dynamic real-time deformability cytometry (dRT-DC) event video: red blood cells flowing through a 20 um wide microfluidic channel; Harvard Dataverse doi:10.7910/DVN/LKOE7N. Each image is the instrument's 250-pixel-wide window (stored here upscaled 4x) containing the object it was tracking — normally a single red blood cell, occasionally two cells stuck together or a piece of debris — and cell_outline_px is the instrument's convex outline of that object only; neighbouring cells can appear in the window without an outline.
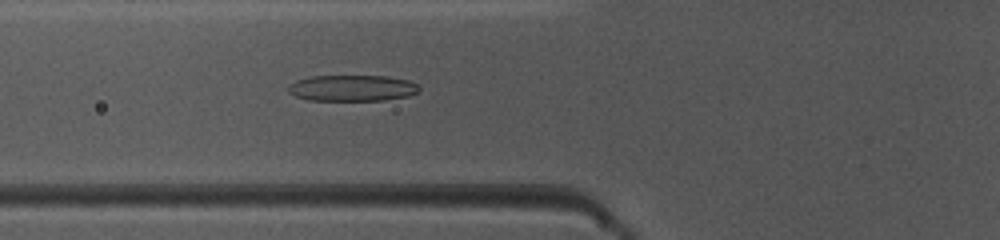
{"species": "common noctule bat (a hibernating species)", "species_latin": "Nyctalus noctula", "temperature_condition": "warm", "stored_images_in_passage": 50, "camera_frame_rate_fps": 3000, "um_per_image_px": 0.085, "animal": {"sex": "female", "body_mass_g": 10.0, "forearm_length_mm": 53.1}, "frame": {"image": 1, "passage_image": 19, "time_ms": 6.0, "image_size_px": [1000, 240], "cell_outline_px": [[420, 92], [408, 96], [384, 100], [308, 100], [296, 96], [288, 92], [288, 88], [296, 80], [312, 76], [384, 76], [408, 80], [416, 84], [420, 88]], "centroid_in_image_um": [29.96, 7.49], "position_along_channel_um": 95.8, "area_um2": 19.83}}
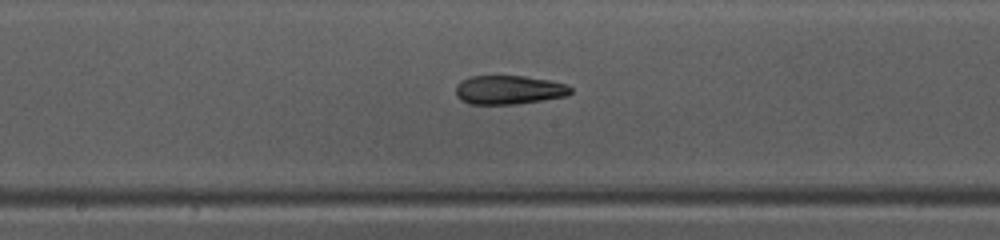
{"frame": {"image": 2, "passage_image": 27, "time_ms": 8.667, "image_size_px": [1000, 240], "cell_outline_px": [[572, 92], [568, 96], [516, 104], [468, 104], [460, 100], [456, 96], [456, 84], [460, 80], [468, 76], [524, 76], [548, 80], [568, 84], [572, 88]], "centroid_in_image_um": [43.24, 7.64], "position_along_channel_um": 205.0, "area_um2": 19.59}}
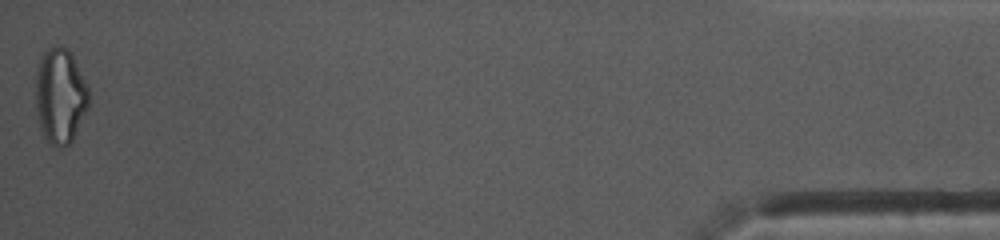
{"frame": {"image": 3, "passage_image": 50, "time_ms": 16.333, "image_size_px": [1000, 240], "cell_outline_px": [[88, 108], [72, 140], [64, 148], [56, 148], [44, 136], [36, 112], [36, 72], [40, 56], [48, 48], [60, 44], [68, 48], [72, 52], [88, 88]], "centroid_in_image_um": [5.11, 8.11], "position_along_channel_um": 430.1, "area_um2": 29.65}, "authors_computed_cell_mechanics": {"area_um2": 21.5305, "velocity_mm_per_s": 4.0612, "shape_relaxation_time_tau1_ms": null, "shape_relaxation_time_tau2_ms": 1.9612, "deformation_change_tau1": null, "deformation_change_tau2": 0.1115}}